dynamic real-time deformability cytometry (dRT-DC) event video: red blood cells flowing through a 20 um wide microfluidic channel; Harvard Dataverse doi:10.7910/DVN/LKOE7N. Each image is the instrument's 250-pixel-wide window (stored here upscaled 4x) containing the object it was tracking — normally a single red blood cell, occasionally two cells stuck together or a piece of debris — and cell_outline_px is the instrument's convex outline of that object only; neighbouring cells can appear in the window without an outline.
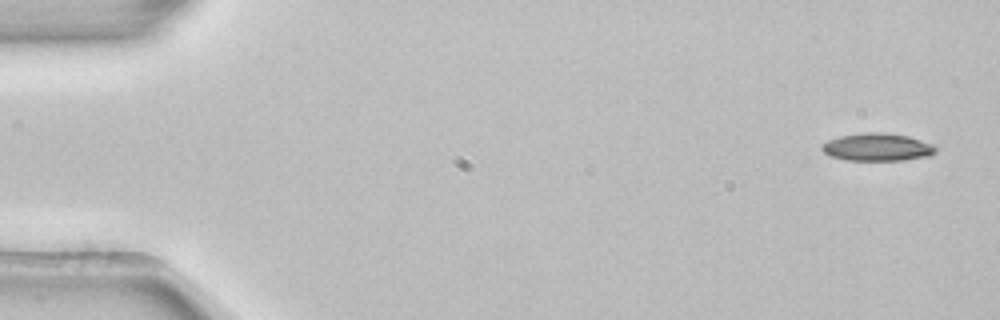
{"species": "common noctule bat (a hibernating species)", "species_latin": "Nyctalus noctula", "temperature_condition": "room temperature", "stored_images_in_passage": 4, "camera_frame_rate_fps": 3000, "um_per_image_px": 0.085, "animal": {"sex": "female", "body_mass_g": 22.7, "forearm_length_mm": 54.2}, "frame": {"image": 1, "passage_image": 1, "time_ms": 0.0, "image_size_px": [1000, 320], "cell_outline_px": [[936, 152], [928, 156], [900, 160], [848, 160], [828, 156], [820, 148], [820, 144], [828, 140], [840, 136], [864, 132], [880, 132], [908, 136], [932, 144], [936, 148]], "centroid_in_image_um": [74.52, 12.5], "position_along_channel_um": 10.5, "area_um2": 18.32}}
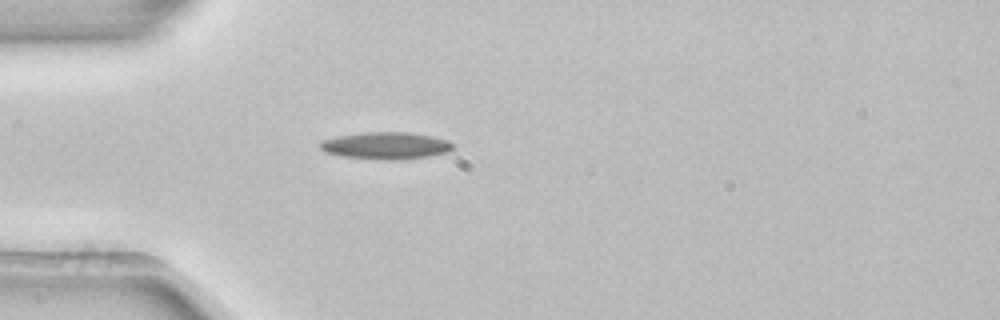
{"frame": {"image": 2, "passage_image": 4, "time_ms": 1.0, "image_size_px": [1000, 320], "cell_outline_px": [[452, 148], [448, 152], [428, 156], [396, 160], [388, 160], [340, 156], [324, 152], [320, 148], [320, 140], [336, 136], [360, 132], [408, 132], [432, 136], [448, 140], [452, 144]], "centroid_in_image_um": [32.75, 12.37], "position_along_channel_um": 52.3, "area_um2": 21.04}}